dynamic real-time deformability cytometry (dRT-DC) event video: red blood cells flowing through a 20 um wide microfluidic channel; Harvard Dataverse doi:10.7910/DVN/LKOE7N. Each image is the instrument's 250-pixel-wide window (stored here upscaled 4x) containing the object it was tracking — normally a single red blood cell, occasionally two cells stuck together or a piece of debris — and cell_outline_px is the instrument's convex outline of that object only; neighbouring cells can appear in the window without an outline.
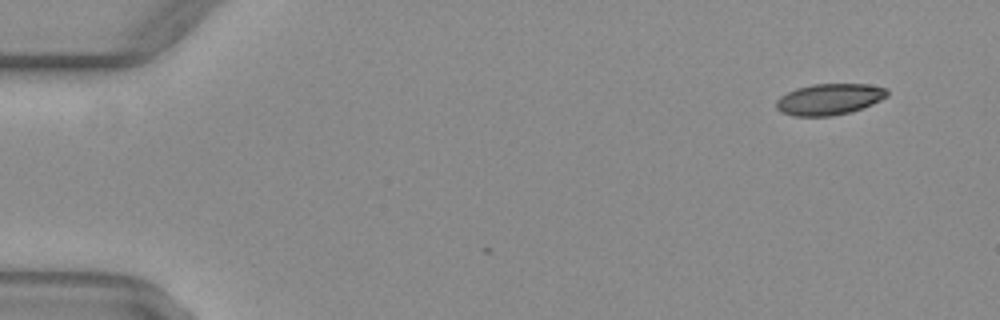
{"species": "common noctule bat (a hibernating species)", "species_latin": "Nyctalus noctula", "temperature_condition": "warm", "stored_images_in_passage": 7, "camera_frame_rate_fps": 3000, "um_per_image_px": 0.085, "animal": {"sex": "female", "body_mass_g": 29.2, "forearm_length_mm": 56.3}, "frame": {"image": 1, "passage_image": 7, "time_ms": 2.0, "image_size_px": [1000, 320], "cell_outline_px": [[888, 96], [872, 104], [852, 112], [832, 116], [796, 116], [780, 112], [776, 108], [776, 100], [780, 96], [796, 88], [812, 84], [868, 84], [888, 88]], "centroid_in_image_um": [70.5, 8.43], "position_along_channel_um": 14.5, "area_um2": 20.35}}